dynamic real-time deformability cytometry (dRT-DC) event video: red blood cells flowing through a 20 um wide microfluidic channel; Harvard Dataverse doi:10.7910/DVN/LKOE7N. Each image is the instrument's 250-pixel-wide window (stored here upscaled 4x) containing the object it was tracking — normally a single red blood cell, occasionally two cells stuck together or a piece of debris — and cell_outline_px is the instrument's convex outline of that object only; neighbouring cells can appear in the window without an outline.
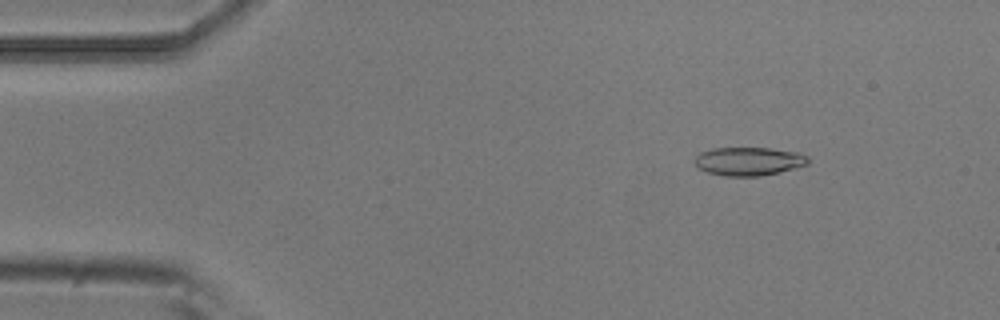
{"species": "common noctule bat (a hibernating species)", "species_latin": "Nyctalus noctula", "temperature_condition": "room temperature", "stored_images_in_passage": 5, "camera_frame_rate_fps": 3000, "um_per_image_px": 0.085, "animal": {"sex": "male", "body_mass_g": 20.5, "forearm_length_mm": 52.5}, "frame": {"image": 1, "passage_image": 2, "time_ms": 0.333, "image_size_px": [1000, 320], "cell_outline_px": [[808, 164], [780, 172], [760, 176], [724, 176], [708, 172], [696, 168], [696, 156], [700, 152], [712, 148], [768, 148], [800, 152], [808, 156]], "centroid_in_image_um": [63.65, 13.71], "position_along_channel_um": 21.4, "area_um2": 18.84}}
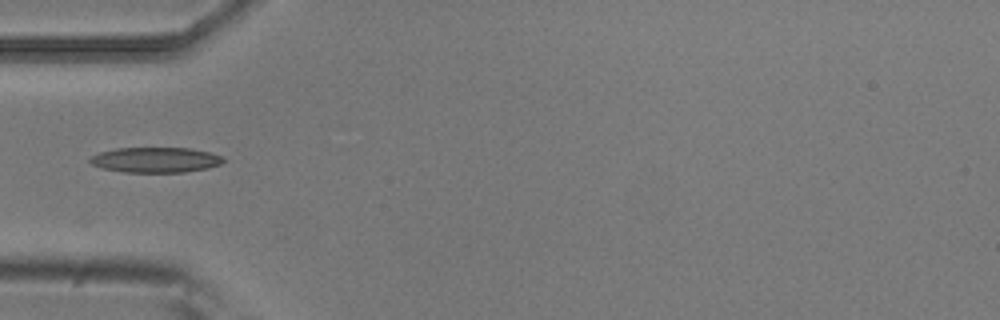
{"frame": {"image": 2, "passage_image": 5, "time_ms": 1.333, "image_size_px": [1000, 320], "cell_outline_px": [[224, 160], [220, 164], [208, 168], [184, 172], [124, 172], [104, 168], [92, 164], [88, 160], [92, 156], [100, 152], [116, 148], [188, 148], [208, 152], [220, 156]], "centroid_in_image_um": [13.2, 13.59], "position_along_channel_um": 71.8, "area_um2": 19.36}}